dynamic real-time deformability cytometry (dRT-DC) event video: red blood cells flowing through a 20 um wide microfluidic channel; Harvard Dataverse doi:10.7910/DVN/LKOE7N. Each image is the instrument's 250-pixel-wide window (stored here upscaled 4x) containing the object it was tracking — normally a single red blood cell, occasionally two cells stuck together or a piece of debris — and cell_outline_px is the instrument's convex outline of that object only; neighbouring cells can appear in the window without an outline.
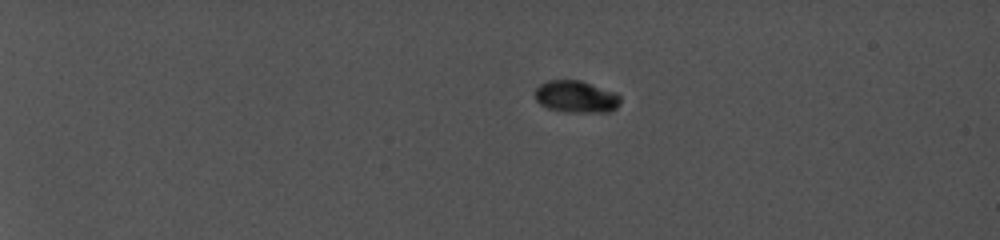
{"species": "common noctule bat (a hibernating species)", "species_latin": "Nyctalus noctula", "temperature_condition": "cold", "stored_images_in_passage": 53, "camera_frame_rate_fps": 5000, "um_per_image_px": 0.085, "animal": {"sex": "female", "body_mass_g": 19.0, "forearm_length_mm": 56.7}, "frame": {"image": 1, "passage_image": 1, "time_ms": 0.0, "image_size_px": [1000, 240], "cell_outline_px": [[620, 104], [612, 112], [564, 112], [548, 108], [540, 104], [536, 100], [536, 88], [540, 84], [548, 80], [580, 80], [616, 92], [620, 96]], "centroid_in_image_um": [48.99, 8.22], "position_along_channel_um": 36.0, "area_um2": 16.07}}
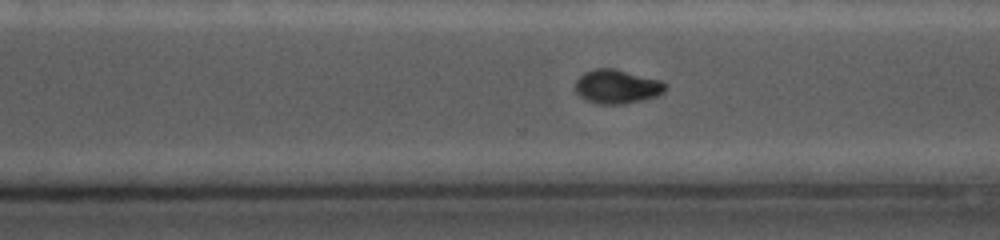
{"frame": {"image": 2, "passage_image": 40, "time_ms": 10.6, "image_size_px": [1000, 240], "cell_outline_px": [[668, 84], [664, 92], [656, 96], [624, 104], [600, 104], [584, 100], [576, 92], [576, 80], [584, 72], [596, 68], [612, 68], [660, 80]], "centroid_in_image_um": [52.43, 7.36], "position_along_channel_um": 318.2, "area_um2": 17.74}}
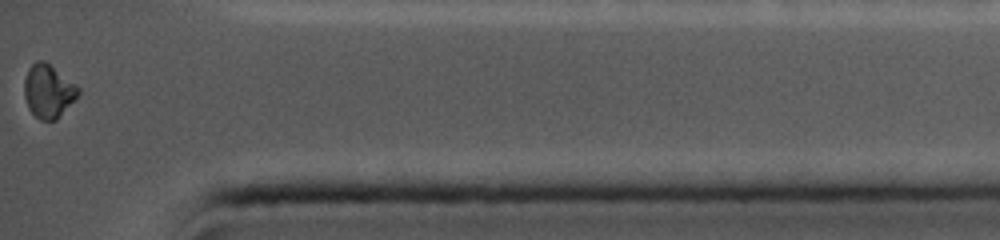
{"frame": {"image": 3, "passage_image": 53, "time_ms": 13.6, "image_size_px": [1000, 240], "cell_outline_px": [[80, 92], [56, 120], [40, 120], [28, 108], [24, 96], [24, 80], [28, 68], [36, 60], [44, 60], [80, 88]], "centroid_in_image_um": [4.07, 7.73], "position_along_channel_um": 431.1, "area_um2": 16.53}, "authors_computed_cell_mechanics": {"area_um2": 17.918, "velocity_mm_per_s": 3.9082, "shape_relaxation_time_tau1_ms": 3.1816, "shape_relaxation_time_tau2_ms": null, "deformation_change_tau1": 0.1228, "deformation_change_tau2": null}}